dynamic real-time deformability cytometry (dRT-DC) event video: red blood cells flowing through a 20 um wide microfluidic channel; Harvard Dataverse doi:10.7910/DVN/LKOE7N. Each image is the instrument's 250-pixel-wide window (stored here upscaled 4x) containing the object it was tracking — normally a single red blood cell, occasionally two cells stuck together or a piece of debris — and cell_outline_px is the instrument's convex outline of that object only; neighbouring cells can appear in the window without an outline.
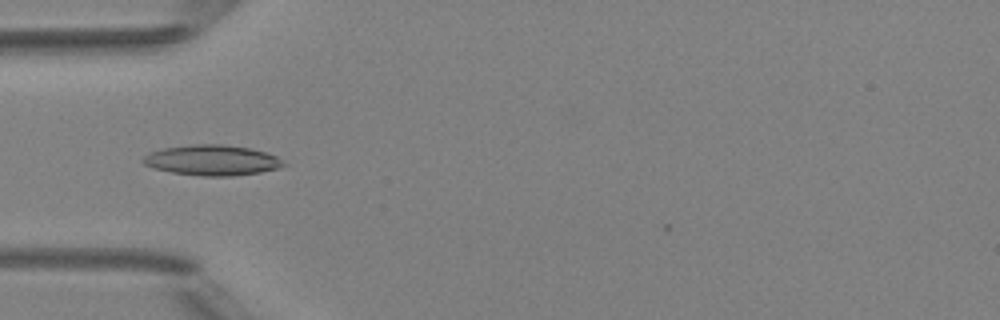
{"species": "Egyptian fruit bat (a non-hibernating species)", "species_latin": "Rousettus aegyptiacus", "temperature_condition": "room temperature", "stored_images_in_passage": 29, "camera_frame_rate_fps": 3000, "um_per_image_px": 0.085, "animal": {"sex": "female"}, "frame": {"image": 1, "passage_image": 5, "time_ms": 1.333, "image_size_px": [1000, 320], "cell_outline_px": [[284, 164], [276, 168], [260, 172], [232, 176], [204, 176], [172, 172], [152, 168], [144, 164], [140, 160], [148, 152], [164, 148], [192, 144], [224, 144], [248, 148], [264, 152], [276, 156]], "centroid_in_image_um": [17.94, 13.61], "position_along_channel_um": 67.1, "area_um2": 24.68}}
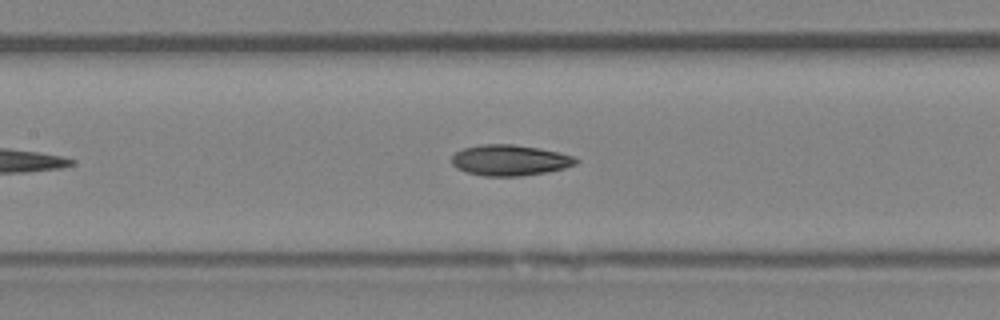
{"frame": {"image": 2, "passage_image": 12, "time_ms": 3.667, "image_size_px": [1000, 320], "cell_outline_px": [[580, 160], [576, 164], [564, 168], [548, 172], [520, 176], [484, 176], [468, 172], [456, 168], [452, 164], [452, 156], [456, 152], [464, 148], [480, 144], [512, 144], [540, 148], [572, 156]], "centroid_in_image_um": [43.33, 13.62], "position_along_channel_um": 164.1, "area_um2": 22.25}}
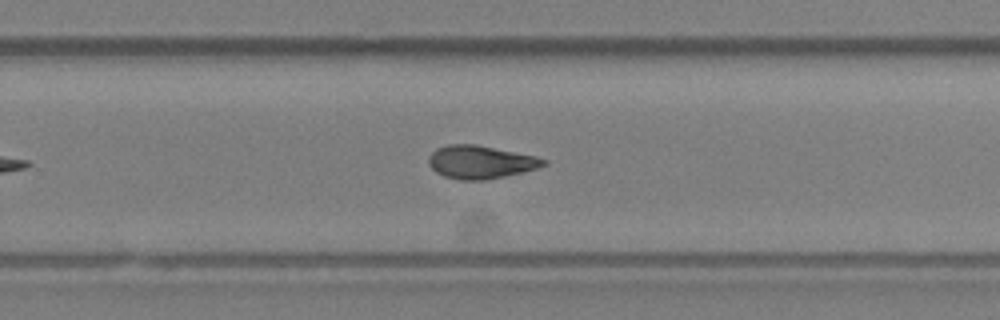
{"frame": {"image": 3, "passage_image": 21, "time_ms": 6.667, "image_size_px": [1000, 320], "cell_outline_px": [[548, 164], [536, 168], [504, 176], [484, 180], [460, 180], [444, 176], [436, 172], [428, 164], [428, 156], [436, 148], [448, 144], [476, 144], [536, 156], [548, 160]], "centroid_in_image_um": [40.82, 13.76], "position_along_channel_um": 289.0, "area_um2": 22.14}, "authors_computed_cell_mechanics": {"area_um2": 22.0218, "velocity_mm_per_s": 4.183, "shape_relaxation_time_tau1_ms": 5.639, "shape_relaxation_time_tau2_ms": 6.3234, "deformation_change_tau1": 0.1509, "deformation_change_tau2": 0.1445}}